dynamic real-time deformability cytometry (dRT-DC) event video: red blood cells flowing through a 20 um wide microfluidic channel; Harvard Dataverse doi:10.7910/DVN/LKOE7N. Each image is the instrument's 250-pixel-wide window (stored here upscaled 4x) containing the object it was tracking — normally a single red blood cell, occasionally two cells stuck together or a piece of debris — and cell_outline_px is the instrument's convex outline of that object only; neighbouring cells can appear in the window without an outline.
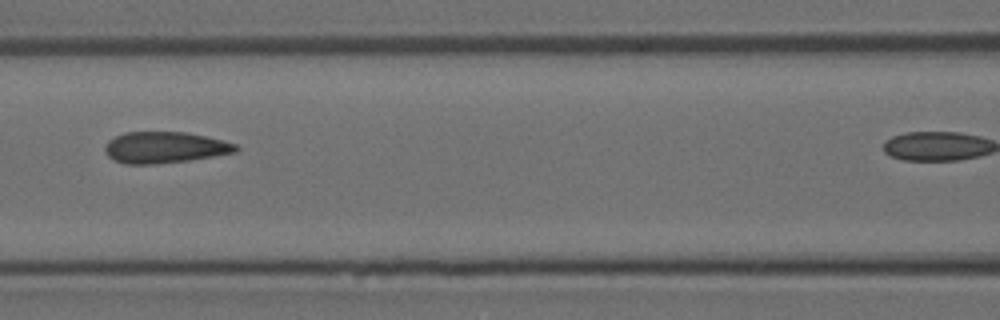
{"species": "Egyptian fruit bat (a non-hibernating species)", "species_latin": "Rousettus aegyptiacus", "temperature_condition": "room temperature", "stored_images_in_passage": 6, "camera_frame_rate_fps": 3000, "um_per_image_px": 0.085, "animal": {"sex": "female"}, "frame": {"image": 1, "passage_image": 4, "time_ms": 3.333, "image_size_px": [1000, 320], "cell_outline_px": [[240, 148], [236, 152], [188, 160], [156, 164], [124, 164], [108, 156], [104, 148], [108, 140], [124, 132], [184, 132], [224, 140], [236, 144]], "centroid_in_image_um": [14.0, 12.53], "position_along_channel_um": 152.6, "area_um2": 23.76}}